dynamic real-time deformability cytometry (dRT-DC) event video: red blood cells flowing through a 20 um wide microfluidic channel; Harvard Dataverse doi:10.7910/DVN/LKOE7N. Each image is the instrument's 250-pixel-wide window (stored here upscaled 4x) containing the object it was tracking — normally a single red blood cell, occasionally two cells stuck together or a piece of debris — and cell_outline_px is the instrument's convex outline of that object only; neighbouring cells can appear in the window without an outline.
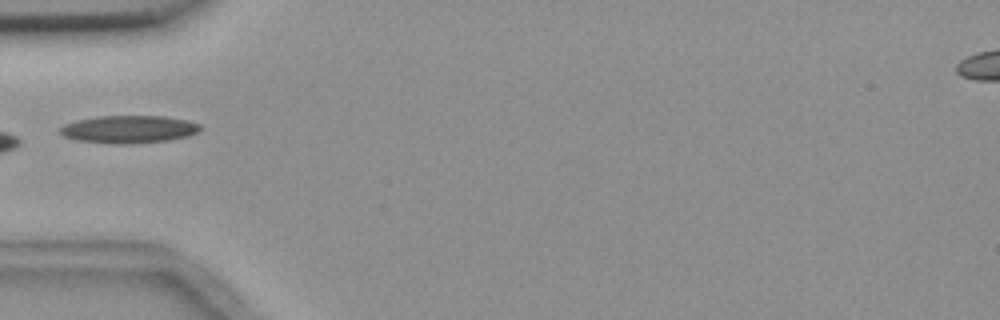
{"species": "common noctule bat (a hibernating species)", "species_latin": "Nyctalus noctula", "temperature_condition": "room temperature", "stored_images_in_passage": 4, "camera_frame_rate_fps": 3000, "um_per_image_px": 0.085, "animal": {"sex": "female", "body_mass_g": 18.4}, "frame": {"image": 1, "passage_image": 4, "time_ms": 4.333, "image_size_px": [1000, 320], "cell_outline_px": [[204, 128], [188, 136], [168, 140], [120, 144], [76, 140], [64, 136], [60, 132], [60, 128], [64, 124], [76, 120], [96, 116], [164, 116], [188, 120], [200, 124]], "centroid_in_image_um": [10.96, 10.97], "position_along_channel_um": 74.0, "area_um2": 22.48}}